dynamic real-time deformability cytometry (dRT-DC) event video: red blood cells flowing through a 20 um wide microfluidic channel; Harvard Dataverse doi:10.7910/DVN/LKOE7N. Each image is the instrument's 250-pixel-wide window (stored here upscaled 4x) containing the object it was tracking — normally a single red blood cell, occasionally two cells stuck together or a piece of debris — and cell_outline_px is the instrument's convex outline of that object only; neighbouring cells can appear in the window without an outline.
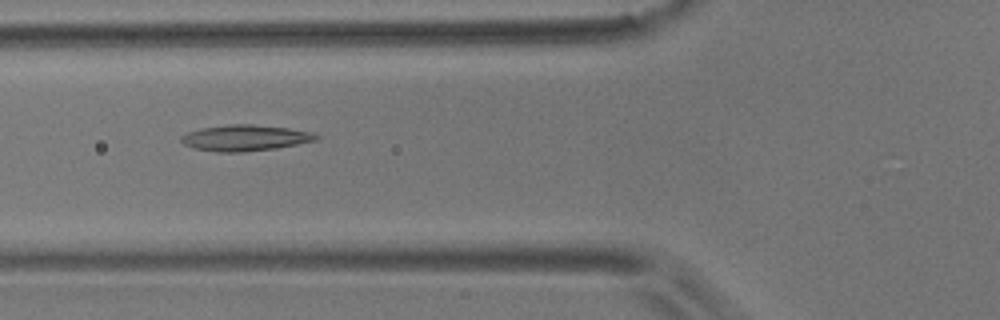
{"species": "common noctule bat (a hibernating species)", "species_latin": "Nyctalus noctula", "temperature_condition": "room temperature", "stored_images_in_passage": 7, "camera_frame_rate_fps": 3000, "um_per_image_px": 0.085, "animal": {"sex": "male", "body_mass_g": 17.9}, "frame": {"image": 1, "passage_image": 6, "time_ms": 5.667, "image_size_px": [1000, 320], "cell_outline_px": [[320, 140], [276, 148], [244, 152], [216, 152], [196, 148], [184, 144], [180, 140], [180, 136], [188, 132], [200, 128], [228, 124], [252, 124], [288, 128], [312, 132], [320, 136]], "centroid_in_image_um": [20.86, 11.72], "position_along_channel_um": 104.9, "area_um2": 20.58}}
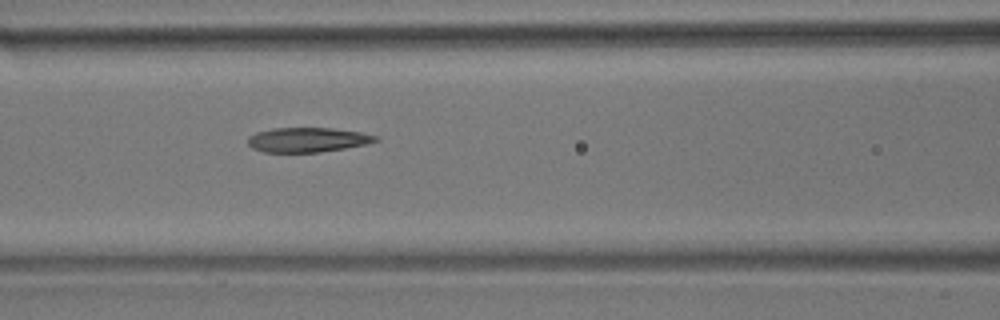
{"frame": {"image": 2, "passage_image": 7, "time_ms": 6.667, "image_size_px": [1000, 320], "cell_outline_px": [[380, 140], [368, 144], [320, 152], [264, 152], [252, 148], [248, 144], [248, 136], [256, 132], [272, 128], [332, 128], [360, 132], [380, 136]], "centroid_in_image_um": [26.16, 11.88], "position_along_channel_um": 140.4, "area_um2": 18.44}}